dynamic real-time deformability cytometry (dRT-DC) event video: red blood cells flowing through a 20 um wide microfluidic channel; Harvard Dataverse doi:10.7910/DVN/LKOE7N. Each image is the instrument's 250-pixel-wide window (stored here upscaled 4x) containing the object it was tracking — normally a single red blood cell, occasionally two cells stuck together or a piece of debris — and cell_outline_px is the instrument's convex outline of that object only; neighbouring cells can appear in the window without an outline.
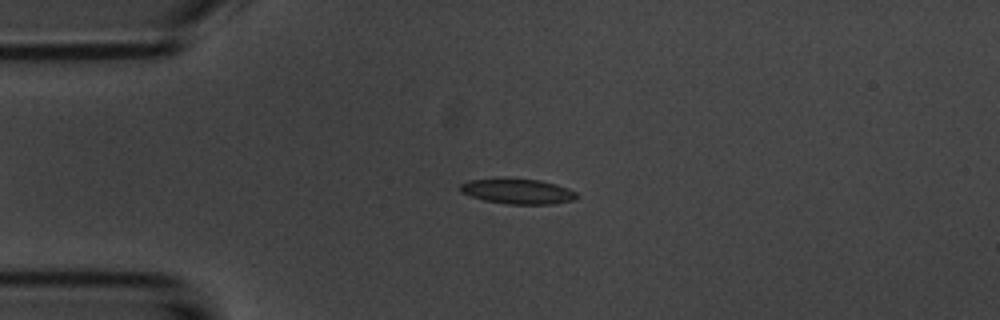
{"species": "common noctule bat (a hibernating species)", "species_latin": "Nyctalus noctula", "temperature_condition": "room temperature", "stored_images_in_passage": 54, "camera_frame_rate_fps": 3000, "um_per_image_px": 0.085, "animal": {"sex": "male", "body_mass_g": 20.1, "forearm_length_mm": 53.5}, "frame": {"image": 1, "passage_image": 13, "time_ms": 4.0, "image_size_px": [1000, 320], "cell_outline_px": [[576, 200], [552, 204], [504, 204], [484, 200], [460, 192], [460, 184], [468, 180], [540, 180], [556, 184], [568, 188], [576, 192]], "centroid_in_image_um": [44.04, 16.29], "position_along_channel_um": 41.0, "area_um2": 16.65}}
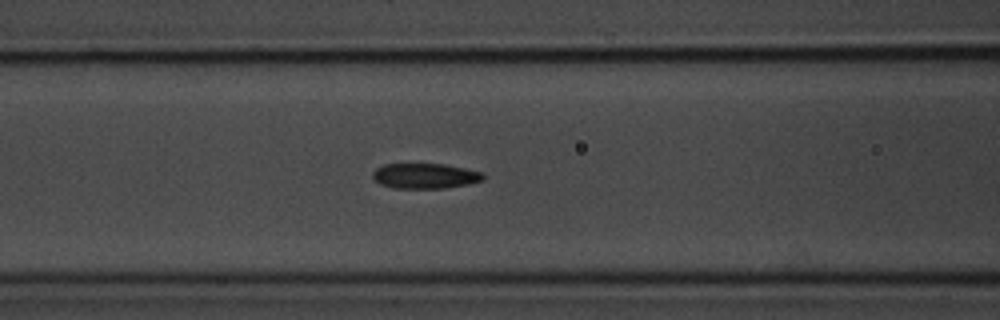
{"frame": {"image": 2, "passage_image": 22, "time_ms": 7.0, "image_size_px": [1000, 320], "cell_outline_px": [[484, 180], [468, 184], [444, 188], [392, 188], [380, 184], [372, 176], [372, 172], [376, 168], [384, 164], [444, 164], [464, 168], [480, 172], [484, 176]], "centroid_in_image_um": [36.1, 14.95], "position_along_channel_um": 130.5, "area_um2": 16.18}}
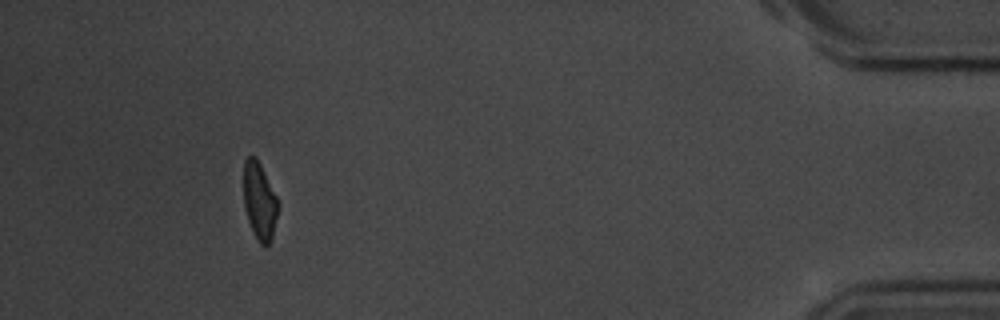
{"frame": {"image": 3, "passage_image": 50, "time_ms": 16.333, "image_size_px": [1000, 320], "cell_outline_px": [[276, 216], [272, 236], [268, 244], [264, 248], [256, 240], [248, 220], [244, 208], [244, 160], [248, 156], [256, 156], [276, 196]], "centroid_in_image_um": [22.02, 17.1], "position_along_channel_um": 413.2, "area_um2": 15.14}, "authors_computed_cell_mechanics": {"area_um2": 16.5308, "velocity_mm_per_s": 3.7174, "shape_relaxation_time_tau1_ms": 3.8494, "shape_relaxation_time_tau2_ms": 3.149, "deformation_change_tau1": 0.1334, "deformation_change_tau2": 0.0747}}